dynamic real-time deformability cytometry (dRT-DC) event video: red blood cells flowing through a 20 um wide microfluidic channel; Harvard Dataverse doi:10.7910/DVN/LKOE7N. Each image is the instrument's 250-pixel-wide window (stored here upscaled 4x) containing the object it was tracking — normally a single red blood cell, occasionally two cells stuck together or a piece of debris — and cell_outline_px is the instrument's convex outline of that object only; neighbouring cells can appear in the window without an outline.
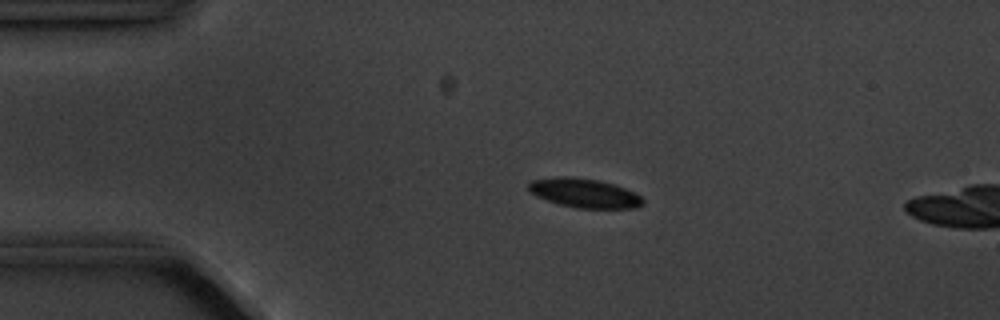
{"species": "common noctule bat (a hibernating species)", "species_latin": "Nyctalus noctula", "temperature_condition": "cold", "stored_images_in_passage": 5, "camera_frame_rate_fps": 3000, "um_per_image_px": 0.085, "animal": {"sex": "male", "body_mass_g": 20.1, "forearm_length_mm": 53.5}, "frame": {"image": 1, "passage_image": 3, "time_ms": 2.333, "image_size_px": [1000, 320], "cell_outline_px": [[644, 204], [636, 208], [576, 208], [560, 204], [536, 196], [528, 188], [528, 184], [532, 180], [556, 176], [564, 176], [596, 180], [612, 184], [624, 188], [640, 196], [644, 200]], "centroid_in_image_um": [49.66, 16.42], "position_along_channel_um": 35.3, "area_um2": 19.13}}